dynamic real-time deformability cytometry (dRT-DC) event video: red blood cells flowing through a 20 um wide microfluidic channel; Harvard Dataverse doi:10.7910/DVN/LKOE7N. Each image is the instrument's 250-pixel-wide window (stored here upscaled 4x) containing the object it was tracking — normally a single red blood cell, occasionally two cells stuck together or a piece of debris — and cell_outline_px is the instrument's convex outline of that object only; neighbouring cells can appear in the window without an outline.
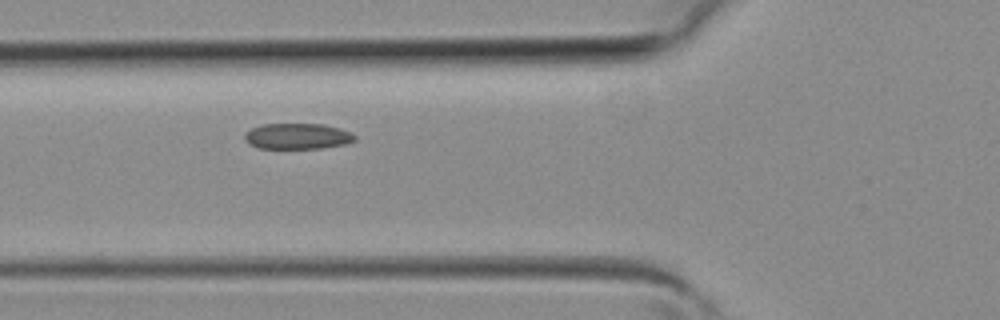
{"species": "common noctule bat (a hibernating species)", "species_latin": "Nyctalus noctula", "temperature_condition": "room temperature", "stored_images_in_passage": 4, "camera_frame_rate_fps": 3000, "um_per_image_px": 0.085, "animal": {"sex": "female", "body_mass_g": 19.3, "forearm_length_mm": 54.1}, "frame": {"image": 1, "passage_image": 4, "time_ms": 1.0, "image_size_px": [1000, 320], "cell_outline_px": [[356, 140], [344, 144], [320, 148], [256, 148], [248, 144], [244, 136], [244, 132], [260, 124], [324, 124], [340, 128], [352, 132], [356, 136]], "centroid_in_image_um": [25.27, 11.57], "position_along_channel_um": 100.5, "area_um2": 16.7}}